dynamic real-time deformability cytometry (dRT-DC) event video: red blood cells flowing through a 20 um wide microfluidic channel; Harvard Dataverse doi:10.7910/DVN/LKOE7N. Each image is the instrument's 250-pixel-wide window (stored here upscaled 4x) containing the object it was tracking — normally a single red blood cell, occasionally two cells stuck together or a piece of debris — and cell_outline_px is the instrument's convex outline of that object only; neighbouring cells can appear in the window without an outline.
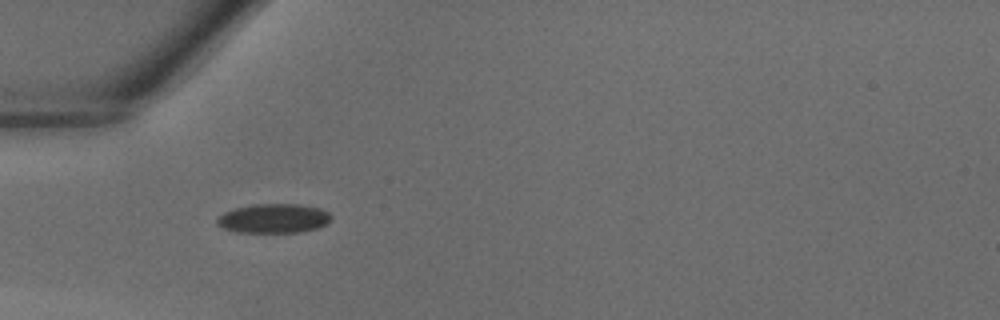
{"species": "common noctule bat (a hibernating species)", "species_latin": "Nyctalus noctula", "temperature_condition": "warm", "stored_images_in_passage": 29, "camera_frame_rate_fps": 3000, "um_per_image_px": 0.085, "animal": {"sex": "male", "body_mass_g": 18.8}, "frame": {"image": 1, "passage_image": 1, "time_ms": 0.0, "image_size_px": [1000, 320], "cell_outline_px": [[332, 220], [316, 228], [300, 232], [236, 232], [224, 228], [216, 220], [224, 212], [232, 208], [252, 204], [300, 204], [320, 208], [328, 212], [332, 216]], "centroid_in_image_um": [23.27, 18.55], "position_along_channel_um": 61.7, "area_um2": 19.42}}
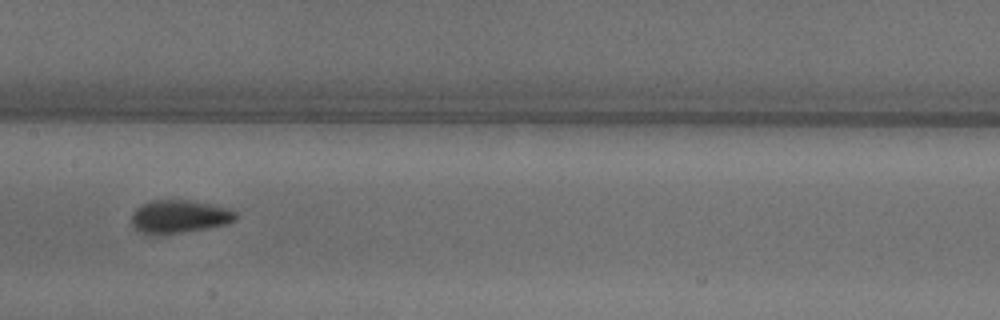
{"frame": {"image": 2, "passage_image": 9, "time_ms": 2.667, "image_size_px": [1000, 320], "cell_outline_px": [[236, 220], [228, 224], [208, 228], [160, 236], [156, 236], [140, 232], [132, 224], [132, 216], [136, 208], [152, 200], [188, 200], [228, 208], [236, 212]], "centroid_in_image_um": [15.24, 18.43], "position_along_channel_um": 192.2, "area_um2": 20.17}}
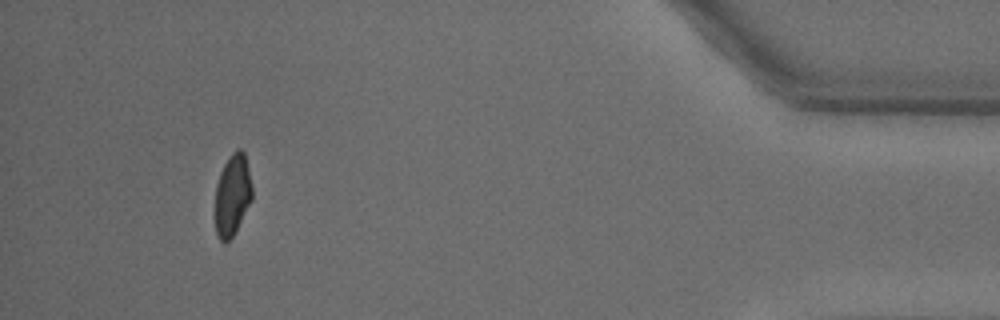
{"frame": {"image": 3, "passage_image": 26, "time_ms": 8.333, "image_size_px": [1000, 320], "cell_outline_px": [[252, 200], [236, 232], [224, 244], [216, 236], [212, 216], [216, 184], [220, 172], [228, 156], [236, 148], [240, 148], [244, 152], [252, 184]], "centroid_in_image_um": [19.7, 16.63], "position_along_channel_um": 415.5, "area_um2": 18.5}}